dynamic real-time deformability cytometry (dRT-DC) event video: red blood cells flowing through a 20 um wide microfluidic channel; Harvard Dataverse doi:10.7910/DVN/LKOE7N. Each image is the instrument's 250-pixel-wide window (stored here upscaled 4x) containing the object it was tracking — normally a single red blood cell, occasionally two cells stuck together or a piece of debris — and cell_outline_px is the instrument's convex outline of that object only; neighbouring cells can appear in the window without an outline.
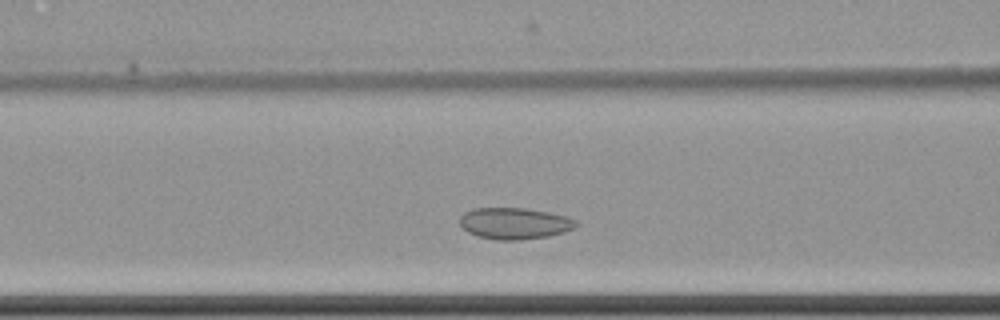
{"species": "common noctule bat (a hibernating species)", "species_latin": "Nyctalus noctula", "temperature_condition": "cold", "stored_images_in_passage": 37, "camera_frame_rate_fps": 3000, "um_per_image_px": 0.085, "animal": {"sex": "female", "body_mass_g": 22.7, "forearm_length_mm": 54.2}, "frame": {"image": 1, "passage_image": 12, "time_ms": 3.667, "image_size_px": [1000, 320], "cell_outline_px": [[576, 228], [564, 232], [548, 236], [520, 240], [496, 240], [476, 236], [468, 232], [460, 224], [460, 216], [464, 212], [472, 208], [524, 208], [548, 212], [564, 216], [576, 220]], "centroid_in_image_um": [43.71, 18.99], "position_along_channel_um": 122.9, "area_um2": 21.33}}
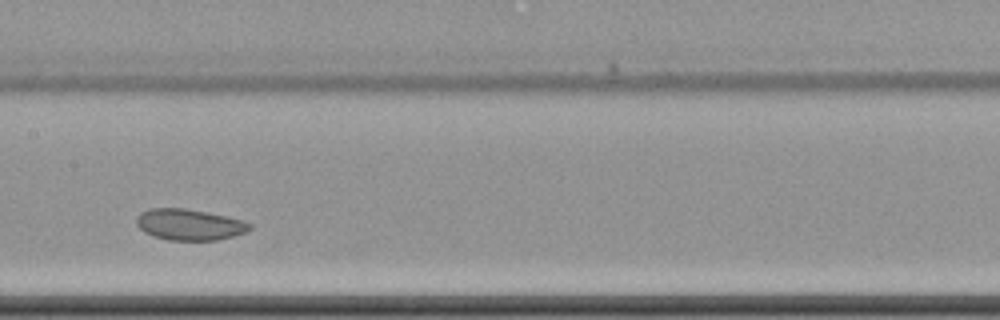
{"frame": {"image": 2, "passage_image": 18, "time_ms": 5.667, "image_size_px": [1000, 320], "cell_outline_px": [[252, 228], [248, 232], [216, 240], [168, 240], [152, 236], [144, 232], [136, 224], [136, 216], [140, 212], [148, 208], [184, 208], [244, 220], [252, 224]], "centroid_in_image_um": [16.08, 19.09], "position_along_channel_um": 191.3, "area_um2": 20.63}}
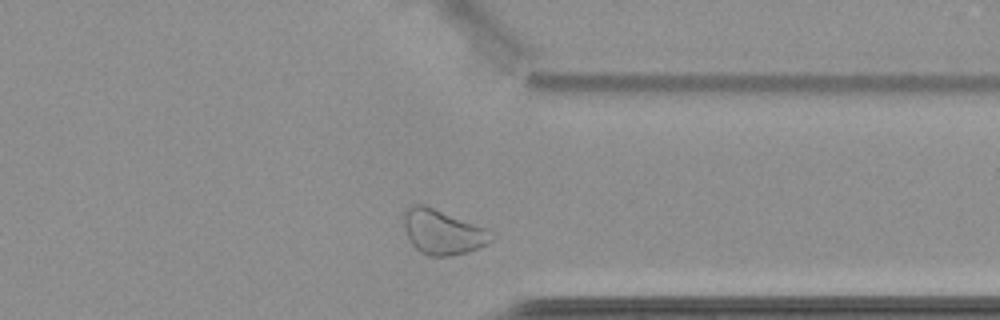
{"frame": {"image": 3, "passage_image": 34, "time_ms": 11.0, "image_size_px": [1000, 320], "cell_outline_px": [[496, 236], [488, 244], [468, 252], [448, 256], [428, 256], [420, 252], [408, 240], [404, 228], [404, 208], [412, 204], [424, 204], [488, 228], [496, 232]], "centroid_in_image_um": [37.65, 19.71], "position_along_channel_um": 373.7, "area_um2": 23.41}, "authors_computed_cell_mechanics": {"area_um2": 21.097, "velocity_mm_per_s": 3.4238, "shape_relaxation_time_tau1_ms": 0.6702, "shape_relaxation_time_tau2_ms": 2.0249, "deformation_change_tau1": 0.0278, "deformation_change_tau2": 0.0687}}